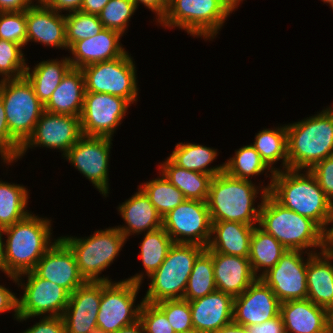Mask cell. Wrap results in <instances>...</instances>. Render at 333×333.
<instances>
[{"instance_id":"cell-1","label":"cell","mask_w":333,"mask_h":333,"mask_svg":"<svg viewBox=\"0 0 333 333\" xmlns=\"http://www.w3.org/2000/svg\"><path fill=\"white\" fill-rule=\"evenodd\" d=\"M303 173L291 169L276 171L268 193L285 208L310 218L325 232L330 225L333 204L310 171Z\"/></svg>"},{"instance_id":"cell-2","label":"cell","mask_w":333,"mask_h":333,"mask_svg":"<svg viewBox=\"0 0 333 333\" xmlns=\"http://www.w3.org/2000/svg\"><path fill=\"white\" fill-rule=\"evenodd\" d=\"M51 220L28 214L24 219L3 228L2 272L19 276L33 271L41 257L56 243L51 238Z\"/></svg>"},{"instance_id":"cell-3","label":"cell","mask_w":333,"mask_h":333,"mask_svg":"<svg viewBox=\"0 0 333 333\" xmlns=\"http://www.w3.org/2000/svg\"><path fill=\"white\" fill-rule=\"evenodd\" d=\"M255 186L251 180H243L228 175L225 171L212 178L207 198L211 221H230L257 226L262 201L268 194L271 184ZM260 190V191H259ZM261 192V203L254 207L255 198Z\"/></svg>"},{"instance_id":"cell-4","label":"cell","mask_w":333,"mask_h":333,"mask_svg":"<svg viewBox=\"0 0 333 333\" xmlns=\"http://www.w3.org/2000/svg\"><path fill=\"white\" fill-rule=\"evenodd\" d=\"M286 127L288 169L310 170L333 156V107Z\"/></svg>"},{"instance_id":"cell-5","label":"cell","mask_w":333,"mask_h":333,"mask_svg":"<svg viewBox=\"0 0 333 333\" xmlns=\"http://www.w3.org/2000/svg\"><path fill=\"white\" fill-rule=\"evenodd\" d=\"M258 226L272 235L287 250H324V231L310 218L285 208L269 193L262 201Z\"/></svg>"},{"instance_id":"cell-6","label":"cell","mask_w":333,"mask_h":333,"mask_svg":"<svg viewBox=\"0 0 333 333\" xmlns=\"http://www.w3.org/2000/svg\"><path fill=\"white\" fill-rule=\"evenodd\" d=\"M205 249L198 244L174 243L161 266L148 277L151 281L142 300L156 304L183 299L194 262Z\"/></svg>"},{"instance_id":"cell-7","label":"cell","mask_w":333,"mask_h":333,"mask_svg":"<svg viewBox=\"0 0 333 333\" xmlns=\"http://www.w3.org/2000/svg\"><path fill=\"white\" fill-rule=\"evenodd\" d=\"M73 252L79 272L85 281L111 282L108 277H99L115 260L127 239L116 228L95 231L85 238L60 237Z\"/></svg>"},{"instance_id":"cell-8","label":"cell","mask_w":333,"mask_h":333,"mask_svg":"<svg viewBox=\"0 0 333 333\" xmlns=\"http://www.w3.org/2000/svg\"><path fill=\"white\" fill-rule=\"evenodd\" d=\"M232 13L221 0H168L162 26L179 29L204 39H214Z\"/></svg>"},{"instance_id":"cell-9","label":"cell","mask_w":333,"mask_h":333,"mask_svg":"<svg viewBox=\"0 0 333 333\" xmlns=\"http://www.w3.org/2000/svg\"><path fill=\"white\" fill-rule=\"evenodd\" d=\"M0 97L5 108L9 132L23 145L32 135L44 112V105L25 76L0 80Z\"/></svg>"},{"instance_id":"cell-10","label":"cell","mask_w":333,"mask_h":333,"mask_svg":"<svg viewBox=\"0 0 333 333\" xmlns=\"http://www.w3.org/2000/svg\"><path fill=\"white\" fill-rule=\"evenodd\" d=\"M143 275L137 273L120 282L102 281V297L97 315L98 333H113L139 320L143 300L137 306L134 303Z\"/></svg>"},{"instance_id":"cell-11","label":"cell","mask_w":333,"mask_h":333,"mask_svg":"<svg viewBox=\"0 0 333 333\" xmlns=\"http://www.w3.org/2000/svg\"><path fill=\"white\" fill-rule=\"evenodd\" d=\"M133 57L126 51L122 56L81 68L85 92L107 93L128 100L137 101L138 89L136 67Z\"/></svg>"},{"instance_id":"cell-12","label":"cell","mask_w":333,"mask_h":333,"mask_svg":"<svg viewBox=\"0 0 333 333\" xmlns=\"http://www.w3.org/2000/svg\"><path fill=\"white\" fill-rule=\"evenodd\" d=\"M28 277L27 283L21 282L22 276ZM24 290L18 299V321H26L32 317L62 316L66 309L70 293L63 287L39 277L34 271L19 276H8ZM21 278V279H20ZM46 313V314H45Z\"/></svg>"},{"instance_id":"cell-13","label":"cell","mask_w":333,"mask_h":333,"mask_svg":"<svg viewBox=\"0 0 333 333\" xmlns=\"http://www.w3.org/2000/svg\"><path fill=\"white\" fill-rule=\"evenodd\" d=\"M162 227L174 243L207 247L212 221L207 202L184 200L162 218Z\"/></svg>"},{"instance_id":"cell-14","label":"cell","mask_w":333,"mask_h":333,"mask_svg":"<svg viewBox=\"0 0 333 333\" xmlns=\"http://www.w3.org/2000/svg\"><path fill=\"white\" fill-rule=\"evenodd\" d=\"M131 103L107 93L85 92L80 115L83 136L112 138Z\"/></svg>"},{"instance_id":"cell-15","label":"cell","mask_w":333,"mask_h":333,"mask_svg":"<svg viewBox=\"0 0 333 333\" xmlns=\"http://www.w3.org/2000/svg\"><path fill=\"white\" fill-rule=\"evenodd\" d=\"M111 141L110 137L82 136L64 156L104 197L109 194Z\"/></svg>"},{"instance_id":"cell-16","label":"cell","mask_w":333,"mask_h":333,"mask_svg":"<svg viewBox=\"0 0 333 333\" xmlns=\"http://www.w3.org/2000/svg\"><path fill=\"white\" fill-rule=\"evenodd\" d=\"M303 253L307 252L287 250L277 264L260 277L271 288L280 303L307 299L308 257L305 260L302 257Z\"/></svg>"},{"instance_id":"cell-17","label":"cell","mask_w":333,"mask_h":333,"mask_svg":"<svg viewBox=\"0 0 333 333\" xmlns=\"http://www.w3.org/2000/svg\"><path fill=\"white\" fill-rule=\"evenodd\" d=\"M80 117L44 111L32 135L21 146L18 160L28 148L46 147L63 151L62 155L82 137Z\"/></svg>"},{"instance_id":"cell-18","label":"cell","mask_w":333,"mask_h":333,"mask_svg":"<svg viewBox=\"0 0 333 333\" xmlns=\"http://www.w3.org/2000/svg\"><path fill=\"white\" fill-rule=\"evenodd\" d=\"M280 301L260 278L234 297L233 322L242 326L261 324L278 316Z\"/></svg>"},{"instance_id":"cell-19","label":"cell","mask_w":333,"mask_h":333,"mask_svg":"<svg viewBox=\"0 0 333 333\" xmlns=\"http://www.w3.org/2000/svg\"><path fill=\"white\" fill-rule=\"evenodd\" d=\"M102 297V281H86L70 294L62 318L67 333H98L97 315Z\"/></svg>"},{"instance_id":"cell-20","label":"cell","mask_w":333,"mask_h":333,"mask_svg":"<svg viewBox=\"0 0 333 333\" xmlns=\"http://www.w3.org/2000/svg\"><path fill=\"white\" fill-rule=\"evenodd\" d=\"M33 271L70 294L86 282L79 272L73 252L60 238L41 257Z\"/></svg>"},{"instance_id":"cell-21","label":"cell","mask_w":333,"mask_h":333,"mask_svg":"<svg viewBox=\"0 0 333 333\" xmlns=\"http://www.w3.org/2000/svg\"><path fill=\"white\" fill-rule=\"evenodd\" d=\"M193 328L201 333H216L233 322L234 297L215 290L189 301Z\"/></svg>"},{"instance_id":"cell-22","label":"cell","mask_w":333,"mask_h":333,"mask_svg":"<svg viewBox=\"0 0 333 333\" xmlns=\"http://www.w3.org/2000/svg\"><path fill=\"white\" fill-rule=\"evenodd\" d=\"M27 43L30 41L55 48H66L65 15L48 5H37L26 9Z\"/></svg>"},{"instance_id":"cell-23","label":"cell","mask_w":333,"mask_h":333,"mask_svg":"<svg viewBox=\"0 0 333 333\" xmlns=\"http://www.w3.org/2000/svg\"><path fill=\"white\" fill-rule=\"evenodd\" d=\"M119 32L104 28L100 33L75 42L69 49L73 57L69 61L73 68L109 61L122 56L126 50L121 42Z\"/></svg>"},{"instance_id":"cell-24","label":"cell","mask_w":333,"mask_h":333,"mask_svg":"<svg viewBox=\"0 0 333 333\" xmlns=\"http://www.w3.org/2000/svg\"><path fill=\"white\" fill-rule=\"evenodd\" d=\"M286 333H330L329 311L309 299L280 303Z\"/></svg>"},{"instance_id":"cell-25","label":"cell","mask_w":333,"mask_h":333,"mask_svg":"<svg viewBox=\"0 0 333 333\" xmlns=\"http://www.w3.org/2000/svg\"><path fill=\"white\" fill-rule=\"evenodd\" d=\"M207 252L212 256L217 290L236 297L257 279L248 258L214 251Z\"/></svg>"},{"instance_id":"cell-26","label":"cell","mask_w":333,"mask_h":333,"mask_svg":"<svg viewBox=\"0 0 333 333\" xmlns=\"http://www.w3.org/2000/svg\"><path fill=\"white\" fill-rule=\"evenodd\" d=\"M307 299L327 309H333V253H307Z\"/></svg>"},{"instance_id":"cell-27","label":"cell","mask_w":333,"mask_h":333,"mask_svg":"<svg viewBox=\"0 0 333 333\" xmlns=\"http://www.w3.org/2000/svg\"><path fill=\"white\" fill-rule=\"evenodd\" d=\"M118 211L127 225L116 228L126 239L133 234L151 232L162 227V216L140 188L131 198L119 205Z\"/></svg>"},{"instance_id":"cell-28","label":"cell","mask_w":333,"mask_h":333,"mask_svg":"<svg viewBox=\"0 0 333 333\" xmlns=\"http://www.w3.org/2000/svg\"><path fill=\"white\" fill-rule=\"evenodd\" d=\"M254 227L240 222H212L211 237L205 250L248 258Z\"/></svg>"},{"instance_id":"cell-29","label":"cell","mask_w":333,"mask_h":333,"mask_svg":"<svg viewBox=\"0 0 333 333\" xmlns=\"http://www.w3.org/2000/svg\"><path fill=\"white\" fill-rule=\"evenodd\" d=\"M84 93L85 83L82 70L72 67L44 104V111L80 117Z\"/></svg>"},{"instance_id":"cell-30","label":"cell","mask_w":333,"mask_h":333,"mask_svg":"<svg viewBox=\"0 0 333 333\" xmlns=\"http://www.w3.org/2000/svg\"><path fill=\"white\" fill-rule=\"evenodd\" d=\"M159 169L172 185L178 188L186 199L207 201L212 176L197 171H190L175 165L168 157Z\"/></svg>"},{"instance_id":"cell-31","label":"cell","mask_w":333,"mask_h":333,"mask_svg":"<svg viewBox=\"0 0 333 333\" xmlns=\"http://www.w3.org/2000/svg\"><path fill=\"white\" fill-rule=\"evenodd\" d=\"M71 68L69 57L59 61L47 60L39 62L33 70L27 65L24 76L32 84L36 96L44 105Z\"/></svg>"},{"instance_id":"cell-32","label":"cell","mask_w":333,"mask_h":333,"mask_svg":"<svg viewBox=\"0 0 333 333\" xmlns=\"http://www.w3.org/2000/svg\"><path fill=\"white\" fill-rule=\"evenodd\" d=\"M286 251L287 249L272 235L266 233L259 226L254 227L248 259L257 278L273 268ZM259 271H262L261 274H258Z\"/></svg>"},{"instance_id":"cell-33","label":"cell","mask_w":333,"mask_h":333,"mask_svg":"<svg viewBox=\"0 0 333 333\" xmlns=\"http://www.w3.org/2000/svg\"><path fill=\"white\" fill-rule=\"evenodd\" d=\"M216 150L195 143H178L168 158L181 168L214 177L224 172V164L208 167L218 156Z\"/></svg>"},{"instance_id":"cell-34","label":"cell","mask_w":333,"mask_h":333,"mask_svg":"<svg viewBox=\"0 0 333 333\" xmlns=\"http://www.w3.org/2000/svg\"><path fill=\"white\" fill-rule=\"evenodd\" d=\"M251 145L260 154L264 162L275 172L280 170L274 168L273 164L282 160L283 170L288 169V146L287 127L280 126L274 129H263L255 136ZM273 166V167H272Z\"/></svg>"},{"instance_id":"cell-35","label":"cell","mask_w":333,"mask_h":333,"mask_svg":"<svg viewBox=\"0 0 333 333\" xmlns=\"http://www.w3.org/2000/svg\"><path fill=\"white\" fill-rule=\"evenodd\" d=\"M29 194L27 188L20 184H11L0 180V227L5 228L24 219Z\"/></svg>"},{"instance_id":"cell-36","label":"cell","mask_w":333,"mask_h":333,"mask_svg":"<svg viewBox=\"0 0 333 333\" xmlns=\"http://www.w3.org/2000/svg\"><path fill=\"white\" fill-rule=\"evenodd\" d=\"M264 170L271 172V184L275 171L264 162L251 144L239 148L235 155L224 163V171L228 175L243 180H251V177L263 174Z\"/></svg>"},{"instance_id":"cell-37","label":"cell","mask_w":333,"mask_h":333,"mask_svg":"<svg viewBox=\"0 0 333 333\" xmlns=\"http://www.w3.org/2000/svg\"><path fill=\"white\" fill-rule=\"evenodd\" d=\"M173 244L163 227L144 233L139 257L144 265L145 275L150 277L161 266Z\"/></svg>"},{"instance_id":"cell-38","label":"cell","mask_w":333,"mask_h":333,"mask_svg":"<svg viewBox=\"0 0 333 333\" xmlns=\"http://www.w3.org/2000/svg\"><path fill=\"white\" fill-rule=\"evenodd\" d=\"M215 290L212 256L204 250L194 262L183 299L193 301Z\"/></svg>"},{"instance_id":"cell-39","label":"cell","mask_w":333,"mask_h":333,"mask_svg":"<svg viewBox=\"0 0 333 333\" xmlns=\"http://www.w3.org/2000/svg\"><path fill=\"white\" fill-rule=\"evenodd\" d=\"M160 178L147 181L138 186L149 198L162 218L180 205L186 198L183 193L172 185L162 174Z\"/></svg>"},{"instance_id":"cell-40","label":"cell","mask_w":333,"mask_h":333,"mask_svg":"<svg viewBox=\"0 0 333 333\" xmlns=\"http://www.w3.org/2000/svg\"><path fill=\"white\" fill-rule=\"evenodd\" d=\"M65 23L68 49L75 42L92 37L104 29L98 15L82 11L65 14Z\"/></svg>"},{"instance_id":"cell-41","label":"cell","mask_w":333,"mask_h":333,"mask_svg":"<svg viewBox=\"0 0 333 333\" xmlns=\"http://www.w3.org/2000/svg\"><path fill=\"white\" fill-rule=\"evenodd\" d=\"M137 10L133 0H109L98 18L106 29L119 32L121 35L127 30L131 16Z\"/></svg>"},{"instance_id":"cell-42","label":"cell","mask_w":333,"mask_h":333,"mask_svg":"<svg viewBox=\"0 0 333 333\" xmlns=\"http://www.w3.org/2000/svg\"><path fill=\"white\" fill-rule=\"evenodd\" d=\"M22 48L17 43L0 39V76L3 77L2 81L24 77L27 63Z\"/></svg>"},{"instance_id":"cell-43","label":"cell","mask_w":333,"mask_h":333,"mask_svg":"<svg viewBox=\"0 0 333 333\" xmlns=\"http://www.w3.org/2000/svg\"><path fill=\"white\" fill-rule=\"evenodd\" d=\"M0 39L27 45L26 10L0 12Z\"/></svg>"},{"instance_id":"cell-44","label":"cell","mask_w":333,"mask_h":333,"mask_svg":"<svg viewBox=\"0 0 333 333\" xmlns=\"http://www.w3.org/2000/svg\"><path fill=\"white\" fill-rule=\"evenodd\" d=\"M156 305L165 313L169 324L176 333L193 328L189 301L184 299L163 300Z\"/></svg>"},{"instance_id":"cell-45","label":"cell","mask_w":333,"mask_h":333,"mask_svg":"<svg viewBox=\"0 0 333 333\" xmlns=\"http://www.w3.org/2000/svg\"><path fill=\"white\" fill-rule=\"evenodd\" d=\"M139 320L144 326L145 333H176L165 313L156 304L143 301Z\"/></svg>"},{"instance_id":"cell-46","label":"cell","mask_w":333,"mask_h":333,"mask_svg":"<svg viewBox=\"0 0 333 333\" xmlns=\"http://www.w3.org/2000/svg\"><path fill=\"white\" fill-rule=\"evenodd\" d=\"M21 146L9 132L5 108L0 97V154L3 162L7 165L16 162Z\"/></svg>"},{"instance_id":"cell-47","label":"cell","mask_w":333,"mask_h":333,"mask_svg":"<svg viewBox=\"0 0 333 333\" xmlns=\"http://www.w3.org/2000/svg\"><path fill=\"white\" fill-rule=\"evenodd\" d=\"M309 171L316 178L318 185L333 204V156L321 160Z\"/></svg>"},{"instance_id":"cell-48","label":"cell","mask_w":333,"mask_h":333,"mask_svg":"<svg viewBox=\"0 0 333 333\" xmlns=\"http://www.w3.org/2000/svg\"><path fill=\"white\" fill-rule=\"evenodd\" d=\"M22 333H67L62 316H43L38 323Z\"/></svg>"},{"instance_id":"cell-49","label":"cell","mask_w":333,"mask_h":333,"mask_svg":"<svg viewBox=\"0 0 333 333\" xmlns=\"http://www.w3.org/2000/svg\"><path fill=\"white\" fill-rule=\"evenodd\" d=\"M249 333H286L281 315L269 319L261 324L246 327Z\"/></svg>"},{"instance_id":"cell-50","label":"cell","mask_w":333,"mask_h":333,"mask_svg":"<svg viewBox=\"0 0 333 333\" xmlns=\"http://www.w3.org/2000/svg\"><path fill=\"white\" fill-rule=\"evenodd\" d=\"M14 311V316L18 318V297L5 286L0 285V313Z\"/></svg>"},{"instance_id":"cell-51","label":"cell","mask_w":333,"mask_h":333,"mask_svg":"<svg viewBox=\"0 0 333 333\" xmlns=\"http://www.w3.org/2000/svg\"><path fill=\"white\" fill-rule=\"evenodd\" d=\"M136 8L139 3L150 9L156 14L157 22H160L166 14L168 8V0H133Z\"/></svg>"},{"instance_id":"cell-52","label":"cell","mask_w":333,"mask_h":333,"mask_svg":"<svg viewBox=\"0 0 333 333\" xmlns=\"http://www.w3.org/2000/svg\"><path fill=\"white\" fill-rule=\"evenodd\" d=\"M83 0H52L48 6L58 13L62 11L76 12L81 10Z\"/></svg>"},{"instance_id":"cell-53","label":"cell","mask_w":333,"mask_h":333,"mask_svg":"<svg viewBox=\"0 0 333 333\" xmlns=\"http://www.w3.org/2000/svg\"><path fill=\"white\" fill-rule=\"evenodd\" d=\"M33 0H0V12L22 11L34 5Z\"/></svg>"},{"instance_id":"cell-54","label":"cell","mask_w":333,"mask_h":333,"mask_svg":"<svg viewBox=\"0 0 333 333\" xmlns=\"http://www.w3.org/2000/svg\"><path fill=\"white\" fill-rule=\"evenodd\" d=\"M108 2L109 0H83L80 11L98 15Z\"/></svg>"},{"instance_id":"cell-55","label":"cell","mask_w":333,"mask_h":333,"mask_svg":"<svg viewBox=\"0 0 333 333\" xmlns=\"http://www.w3.org/2000/svg\"><path fill=\"white\" fill-rule=\"evenodd\" d=\"M333 223V212L330 219V224ZM324 250L333 253V224L331 228H327L324 232Z\"/></svg>"},{"instance_id":"cell-56","label":"cell","mask_w":333,"mask_h":333,"mask_svg":"<svg viewBox=\"0 0 333 333\" xmlns=\"http://www.w3.org/2000/svg\"><path fill=\"white\" fill-rule=\"evenodd\" d=\"M113 333H145L144 326L140 320L135 323L122 327Z\"/></svg>"},{"instance_id":"cell-57","label":"cell","mask_w":333,"mask_h":333,"mask_svg":"<svg viewBox=\"0 0 333 333\" xmlns=\"http://www.w3.org/2000/svg\"><path fill=\"white\" fill-rule=\"evenodd\" d=\"M216 333H249L246 326L238 325L234 322L223 326Z\"/></svg>"},{"instance_id":"cell-58","label":"cell","mask_w":333,"mask_h":333,"mask_svg":"<svg viewBox=\"0 0 333 333\" xmlns=\"http://www.w3.org/2000/svg\"><path fill=\"white\" fill-rule=\"evenodd\" d=\"M222 3L231 11H235L236 8H238L240 2L243 0H221Z\"/></svg>"},{"instance_id":"cell-59","label":"cell","mask_w":333,"mask_h":333,"mask_svg":"<svg viewBox=\"0 0 333 333\" xmlns=\"http://www.w3.org/2000/svg\"><path fill=\"white\" fill-rule=\"evenodd\" d=\"M3 236V228L0 227V270L2 271V259H3V248H4V241L2 239Z\"/></svg>"},{"instance_id":"cell-60","label":"cell","mask_w":333,"mask_h":333,"mask_svg":"<svg viewBox=\"0 0 333 333\" xmlns=\"http://www.w3.org/2000/svg\"><path fill=\"white\" fill-rule=\"evenodd\" d=\"M330 333H333V309L329 312Z\"/></svg>"},{"instance_id":"cell-61","label":"cell","mask_w":333,"mask_h":333,"mask_svg":"<svg viewBox=\"0 0 333 333\" xmlns=\"http://www.w3.org/2000/svg\"><path fill=\"white\" fill-rule=\"evenodd\" d=\"M38 5H48L52 0H36Z\"/></svg>"},{"instance_id":"cell-62","label":"cell","mask_w":333,"mask_h":333,"mask_svg":"<svg viewBox=\"0 0 333 333\" xmlns=\"http://www.w3.org/2000/svg\"><path fill=\"white\" fill-rule=\"evenodd\" d=\"M177 333H201L200 331H197L196 329L192 328L187 331L177 332Z\"/></svg>"},{"instance_id":"cell-63","label":"cell","mask_w":333,"mask_h":333,"mask_svg":"<svg viewBox=\"0 0 333 333\" xmlns=\"http://www.w3.org/2000/svg\"><path fill=\"white\" fill-rule=\"evenodd\" d=\"M322 1L325 2V3H329V5L333 4V0H322Z\"/></svg>"}]
</instances>
